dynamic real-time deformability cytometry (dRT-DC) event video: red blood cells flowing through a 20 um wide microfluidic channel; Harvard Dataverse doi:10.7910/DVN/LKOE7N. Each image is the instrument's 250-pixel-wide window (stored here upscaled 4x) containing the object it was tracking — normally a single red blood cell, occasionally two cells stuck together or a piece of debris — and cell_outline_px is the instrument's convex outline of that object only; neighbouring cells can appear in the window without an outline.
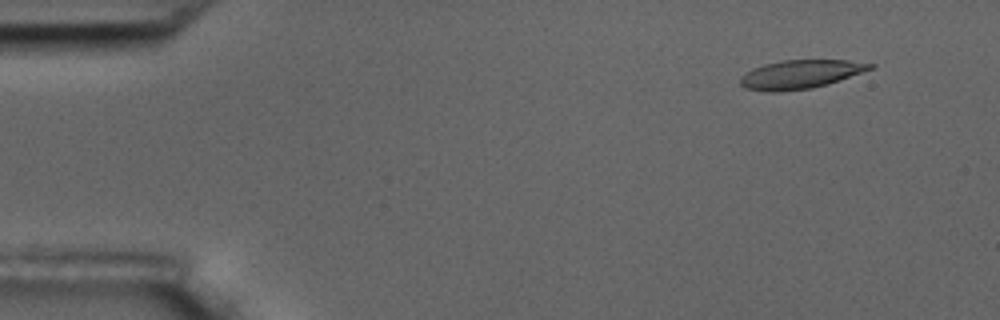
{"species": "common noctule bat (a hibernating species)", "species_latin": "Nyctalus noctula", "temperature_condition": "room temperature", "stored_images_in_passage": 5, "camera_frame_rate_fps": 3000, "um_per_image_px": 0.085, "animal": {"sex": "male", "body_mass_g": 17.5, "forearm_length_mm": 52.3}, "frame": {"image": 1, "passage_image": 2, "time_ms": 1.0, "image_size_px": [1000, 320], "cell_outline_px": [[876, 68], [828, 84], [812, 88], [780, 92], [768, 92], [744, 88], [740, 84], [740, 76], [752, 68], [764, 64], [784, 60], [848, 60], [876, 64]], "centroid_in_image_um": [68.05, 6.32], "position_along_channel_um": 16.9, "area_um2": 21.96}}
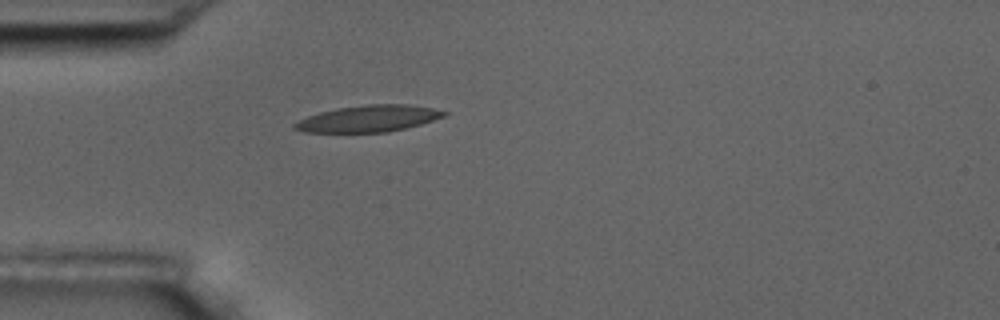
{"frame": {"image": 2, "passage_image": 5, "time_ms": 4.667, "image_size_px": [1000, 320], "cell_outline_px": [[448, 112], [444, 116], [420, 124], [388, 132], [304, 132], [292, 128], [292, 124], [308, 116], [320, 112], [336, 108], [368, 104], [408, 104], [432, 108]], "centroid_in_image_um": [31.29, 10.08], "position_along_channel_um": 53.7, "area_um2": 22.95}}